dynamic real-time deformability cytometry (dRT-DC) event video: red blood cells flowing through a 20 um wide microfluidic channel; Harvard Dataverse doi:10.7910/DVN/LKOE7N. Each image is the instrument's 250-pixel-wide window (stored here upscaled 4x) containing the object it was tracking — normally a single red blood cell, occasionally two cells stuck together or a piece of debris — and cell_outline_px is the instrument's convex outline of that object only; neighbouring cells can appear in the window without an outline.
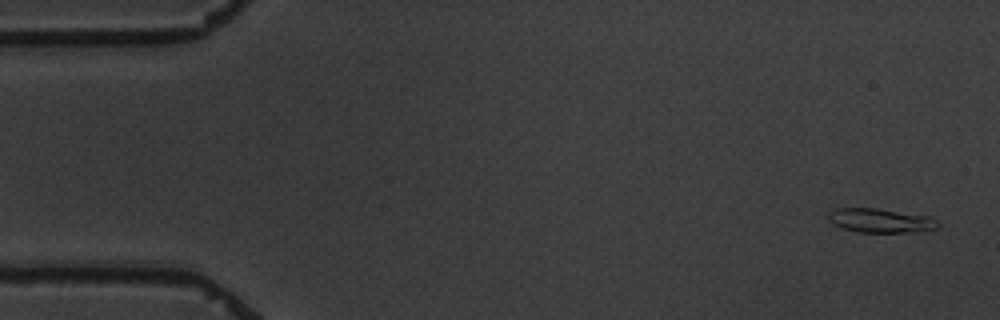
{"species": "common noctule bat (a hibernating species)", "species_latin": "Nyctalus noctula", "temperature_condition": "warm", "stored_images_in_passage": 4, "camera_frame_rate_fps": 3000, "um_per_image_px": 0.085, "animal": {"sex": "male", "body_mass_g": 19.5, "forearm_length_mm": 54.6}, "frame": {"image": 1, "passage_image": 1, "time_ms": 0.0, "image_size_px": [1000, 320], "cell_outline_px": [[940, 224], [936, 228], [924, 232], [856, 232], [832, 224], [828, 220], [828, 212], [836, 208], [876, 208], [932, 216]], "centroid_in_image_um": [74.87, 18.75], "position_along_channel_um": 10.1, "area_um2": 15.66}}
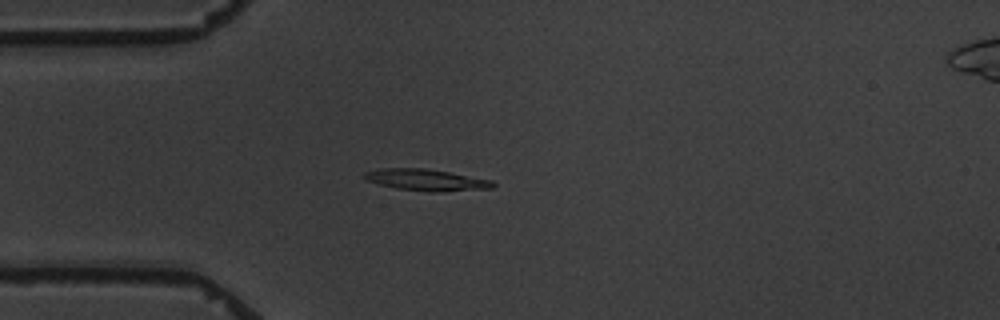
{"frame": {"image": 2, "passage_image": 4, "time_ms": 4.333, "image_size_px": [1000, 320], "cell_outline_px": [[496, 184], [492, 188], [440, 192], [432, 192], [396, 188], [380, 184], [368, 180], [364, 176], [364, 172], [380, 168], [424, 168], [448, 172], [492, 180]], "centroid_in_image_um": [36.26, 15.29], "position_along_channel_um": 48.7, "area_um2": 15.95}}